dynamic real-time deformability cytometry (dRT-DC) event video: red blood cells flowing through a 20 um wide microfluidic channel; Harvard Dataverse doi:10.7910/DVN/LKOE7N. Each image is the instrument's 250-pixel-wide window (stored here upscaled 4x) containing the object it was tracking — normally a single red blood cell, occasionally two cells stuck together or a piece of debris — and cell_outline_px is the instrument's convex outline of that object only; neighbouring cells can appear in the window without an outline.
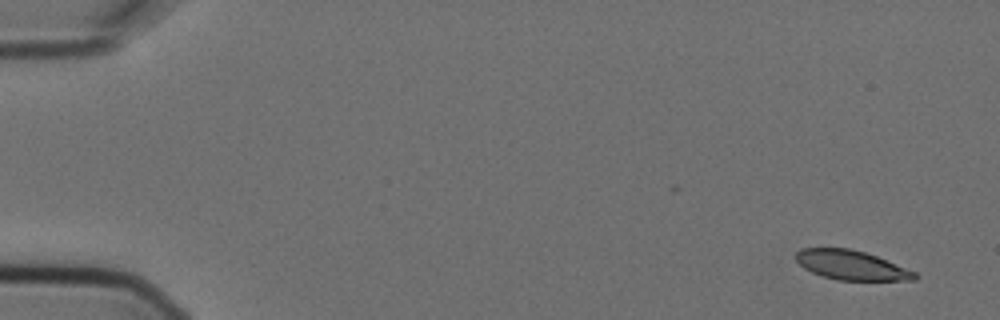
{"species": "Egyptian fruit bat (a non-hibernating species)", "species_latin": "Rousettus aegyptiacus", "temperature_condition": "cold", "stored_images_in_passage": 5, "camera_frame_rate_fps": 3000, "um_per_image_px": 0.085, "animal": {"sex": "female"}, "frame": {"image": 1, "passage_image": 1, "time_ms": 0.0, "image_size_px": [1000, 320], "cell_outline_px": [[920, 276], [916, 280], [836, 280], [812, 272], [804, 268], [796, 260], [796, 252], [800, 248], [848, 248], [864, 252], [876, 256], [916, 272]], "centroid_in_image_um": [72.37, 22.54], "position_along_channel_um": 12.6, "area_um2": 20.23}}
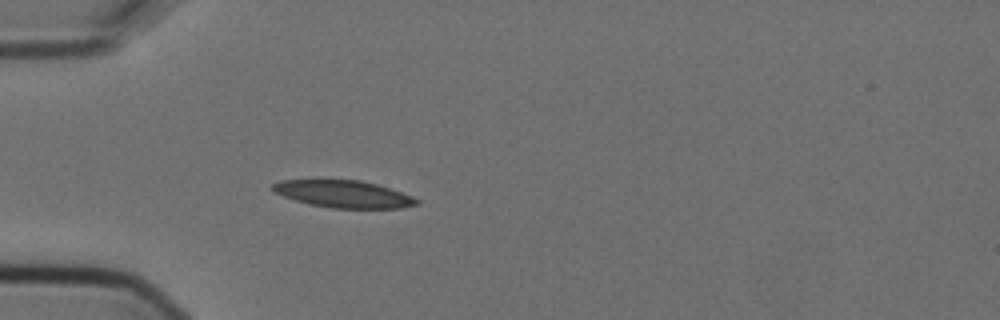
{"frame": {"image": 2, "passage_image": 5, "time_ms": 1.333, "image_size_px": [1000, 320], "cell_outline_px": [[420, 204], [400, 208], [332, 208], [308, 204], [272, 192], [272, 184], [280, 180], [360, 180], [376, 184], [412, 196], [420, 200]], "centroid_in_image_um": [29.19, 16.5], "position_along_channel_um": 55.8, "area_um2": 22.72}}